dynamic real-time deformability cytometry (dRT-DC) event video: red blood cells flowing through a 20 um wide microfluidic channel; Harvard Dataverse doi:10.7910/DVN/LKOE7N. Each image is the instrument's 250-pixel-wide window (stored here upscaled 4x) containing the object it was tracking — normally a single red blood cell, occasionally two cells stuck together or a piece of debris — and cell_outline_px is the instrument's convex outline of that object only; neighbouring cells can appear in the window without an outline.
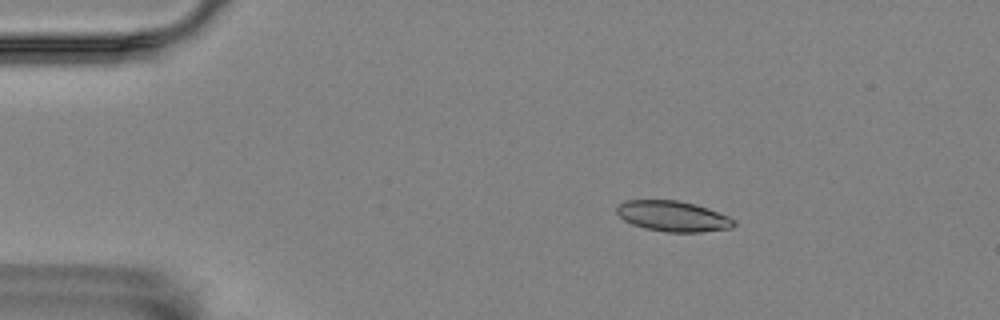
{"species": "Egyptian fruit bat (a non-hibernating species)", "species_latin": "Rousettus aegyptiacus", "temperature_condition": "room temperature", "stored_images_in_passage": 48, "camera_frame_rate_fps": 3000, "um_per_image_px": 0.085, "animal": {"sex": "female"}, "frame": {"image": 1, "passage_image": 1, "time_ms": 0.0, "image_size_px": [1000, 320], "cell_outline_px": [[736, 224], [732, 228], [700, 232], [664, 232], [644, 228], [632, 224], [624, 220], [616, 212], [616, 204], [624, 200], [676, 200], [696, 204], [708, 208], [728, 216], [736, 220]], "centroid_in_image_um": [57.19, 18.37], "position_along_channel_um": 27.8, "area_um2": 21.1}}
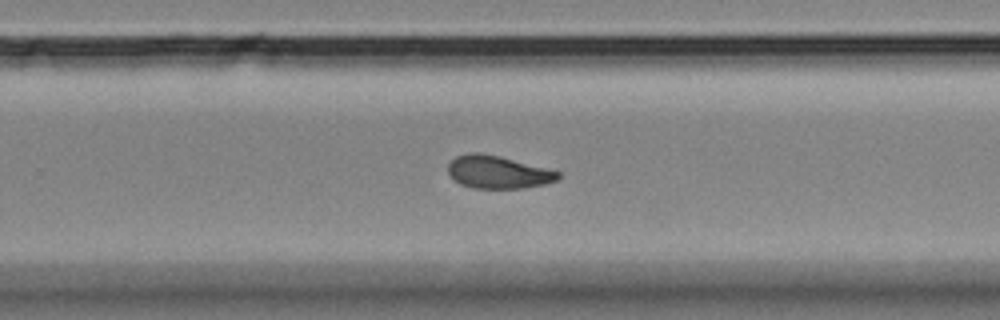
{"frame": {"image": 2, "passage_image": 28, "time_ms": 9.0, "image_size_px": [1000, 320], "cell_outline_px": [[560, 176], [556, 180], [544, 184], [524, 188], [472, 188], [460, 184], [452, 180], [448, 172], [448, 164], [456, 156], [468, 152], [480, 152], [500, 156], [560, 172]], "centroid_in_image_um": [42.27, 14.63], "position_along_channel_um": 287.5, "area_um2": 21.04}}
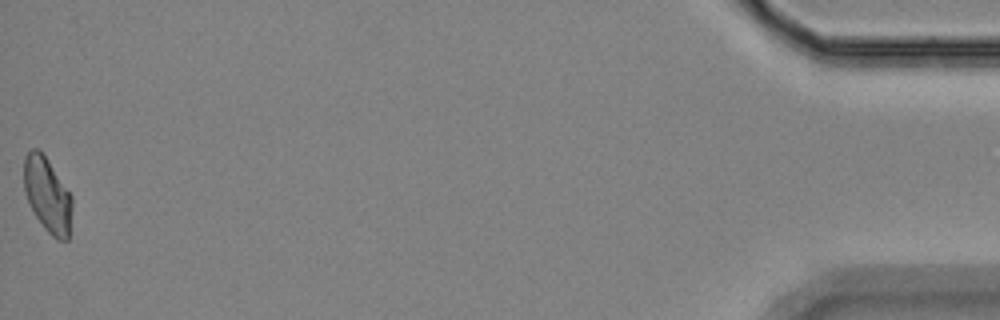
{"frame": {"image": 3, "passage_image": 48, "time_ms": 15.667, "image_size_px": [1000, 320], "cell_outline_px": [[72, 208], [68, 240], [56, 240], [44, 228], [36, 216], [24, 192], [24, 156], [32, 148], [36, 148], [44, 156], [72, 196]], "centroid_in_image_um": [4.03, 16.6], "position_along_channel_um": 431.2, "area_um2": 20.63}, "authors_computed_cell_mechanics": {"area_um2": 21.1548, "velocity_mm_per_s": 3.5454, "shape_relaxation_time_tau1_ms": 7.8017, "shape_relaxation_time_tau2_ms": 3.1936, "deformation_change_tau1": 0.1726, "deformation_change_tau2": 0.0876}}